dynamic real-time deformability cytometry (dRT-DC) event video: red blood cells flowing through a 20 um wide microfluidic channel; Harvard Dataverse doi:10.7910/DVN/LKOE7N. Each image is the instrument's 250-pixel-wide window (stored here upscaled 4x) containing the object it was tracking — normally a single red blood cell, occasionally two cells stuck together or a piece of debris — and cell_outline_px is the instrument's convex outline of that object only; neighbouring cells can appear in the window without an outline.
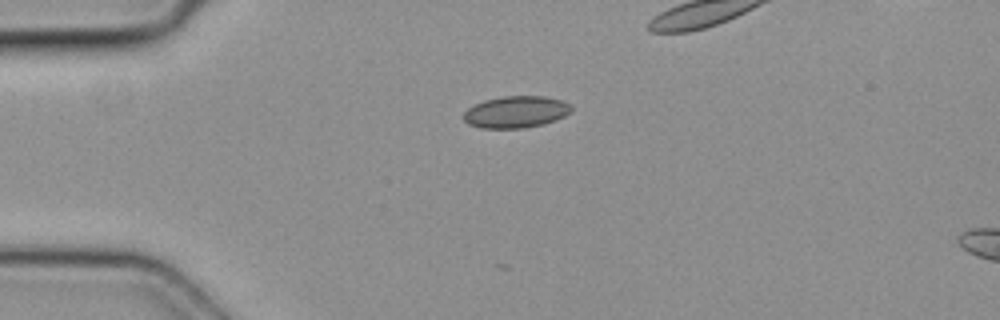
{"species": "common noctule bat (a hibernating species)", "species_latin": "Nyctalus noctula", "temperature_condition": "cold", "stored_images_in_passage": 6, "camera_frame_rate_fps": 3000, "um_per_image_px": 0.085, "animal": {"sex": "female", "body_mass_g": 19.3, "forearm_length_mm": 54.1}, "frame": {"image": 1, "passage_image": 2, "time_ms": 0.333, "image_size_px": [1000, 320], "cell_outline_px": [[572, 112], [556, 120], [544, 124], [524, 128], [480, 128], [468, 124], [464, 120], [464, 112], [468, 108], [484, 100], [504, 96], [544, 96], [564, 100], [572, 108]], "centroid_in_image_um": [43.88, 9.52], "position_along_channel_um": 41.1, "area_um2": 20.06}}